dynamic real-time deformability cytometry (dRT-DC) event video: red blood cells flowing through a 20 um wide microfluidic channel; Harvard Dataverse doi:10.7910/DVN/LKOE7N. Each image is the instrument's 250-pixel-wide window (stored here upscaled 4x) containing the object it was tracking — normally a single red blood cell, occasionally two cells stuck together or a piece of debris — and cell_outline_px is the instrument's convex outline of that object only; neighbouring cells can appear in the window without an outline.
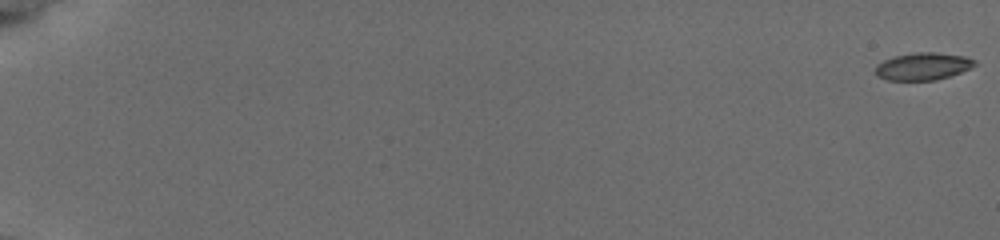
{"species": "common noctule bat (a hibernating species)", "species_latin": "Nyctalus noctula", "temperature_condition": "cold", "stored_images_in_passage": 42, "camera_frame_rate_fps": 3000, "um_per_image_px": 0.085, "animal": {"sex": "female", "body_mass_g": 19.5, "forearm_length_mm": 54.1}, "frame": {"image": 1, "passage_image": 1, "time_ms": 0.0, "image_size_px": [1000, 240], "cell_outline_px": [[976, 64], [960, 72], [936, 80], [888, 80], [876, 76], [876, 64], [884, 60], [896, 56], [916, 52], [932, 52], [964, 56], [976, 60]], "centroid_in_image_um": [78.42, 5.64], "position_along_channel_um": 6.6, "area_um2": 15.61}}
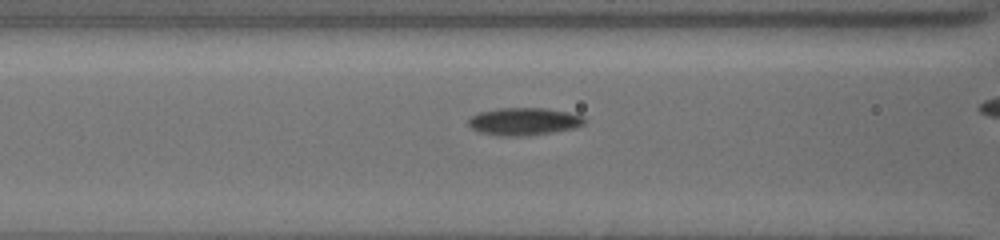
{"frame": {"image": 2, "passage_image": 25, "time_ms": 8.667, "image_size_px": [1000, 240], "cell_outline_px": [[588, 120], [584, 124], [576, 128], [524, 136], [496, 136], [480, 132], [472, 128], [468, 124], [468, 120], [472, 116], [480, 112], [500, 108], [544, 108], [568, 112], [584, 116]], "centroid_in_image_um": [44.56, 10.33], "position_along_channel_um": 122.0, "area_um2": 18.67}}
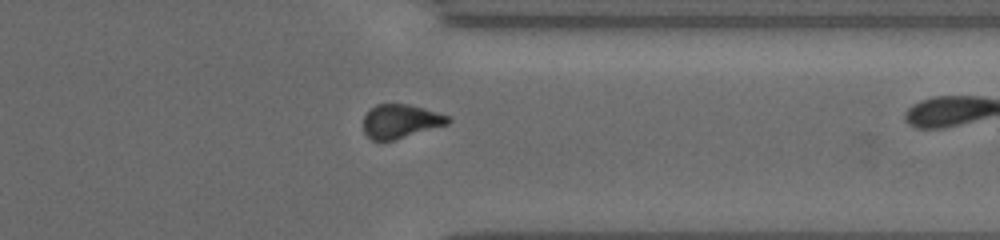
{"frame": {"image": 3, "passage_image": 41, "time_ms": 15.333, "image_size_px": [1000, 240], "cell_outline_px": [[452, 120], [448, 124], [392, 140], [372, 140], [364, 132], [364, 116], [376, 104], [408, 104], [424, 108], [452, 116]], "centroid_in_image_um": [34.09, 10.29], "position_along_channel_um": 377.3, "area_um2": 16.53}}